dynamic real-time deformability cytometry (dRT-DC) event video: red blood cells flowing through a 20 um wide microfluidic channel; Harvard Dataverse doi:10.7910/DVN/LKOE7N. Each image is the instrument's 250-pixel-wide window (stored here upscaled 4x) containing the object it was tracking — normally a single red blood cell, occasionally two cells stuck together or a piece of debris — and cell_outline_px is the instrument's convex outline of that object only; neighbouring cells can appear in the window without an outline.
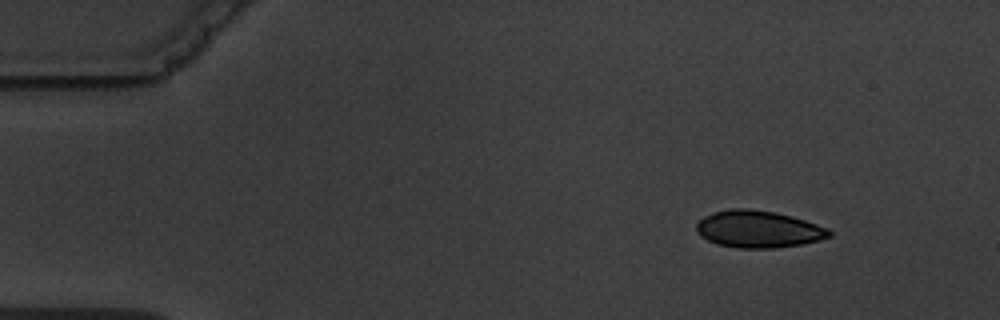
{"species": "common noctule bat (a hibernating species)", "species_latin": "Nyctalus noctula", "temperature_condition": "warm", "stored_images_in_passage": 5, "segment_of_instrument_passage": [1, 2], "camera_frame_rate_fps": 3000, "um_per_image_px": 0.085, "animal": {"sex": "male", "body_mass_g": 19.5, "forearm_length_mm": 54.6}, "frame": {"image": 1, "passage_image": 1, "time_ms": 0.0, "image_size_px": [1000, 320], "cell_outline_px": [[832, 236], [820, 240], [800, 244], [776, 248], [736, 248], [716, 244], [700, 236], [696, 232], [696, 224], [704, 216], [712, 212], [732, 208], [748, 208], [776, 212], [792, 216], [828, 228], [832, 232]], "centroid_in_image_um": [64.44, 19.48], "position_along_channel_um": 20.6, "area_um2": 28.9}}
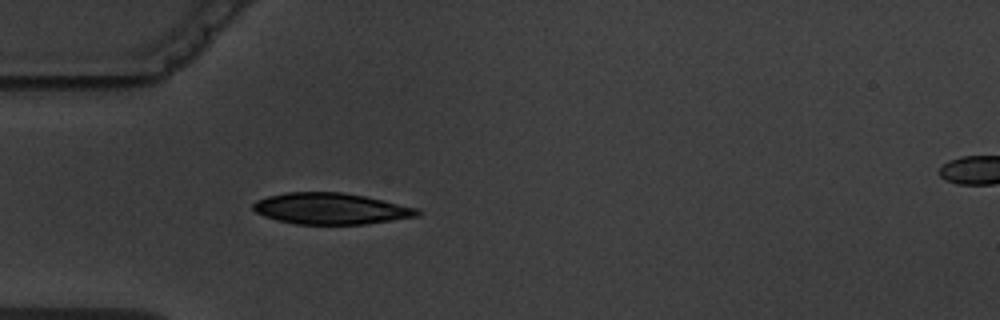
{"frame": {"image": 2, "passage_image": 4, "time_ms": 3.333, "image_size_px": [1000, 320], "cell_outline_px": [[424, 212], [420, 216], [368, 224], [296, 224], [276, 220], [264, 216], [256, 212], [252, 208], [252, 204], [256, 200], [268, 196], [288, 192], [340, 192], [364, 196], [420, 208]], "centroid_in_image_um": [28.17, 17.74], "position_along_channel_um": 56.8, "area_um2": 30.17}}